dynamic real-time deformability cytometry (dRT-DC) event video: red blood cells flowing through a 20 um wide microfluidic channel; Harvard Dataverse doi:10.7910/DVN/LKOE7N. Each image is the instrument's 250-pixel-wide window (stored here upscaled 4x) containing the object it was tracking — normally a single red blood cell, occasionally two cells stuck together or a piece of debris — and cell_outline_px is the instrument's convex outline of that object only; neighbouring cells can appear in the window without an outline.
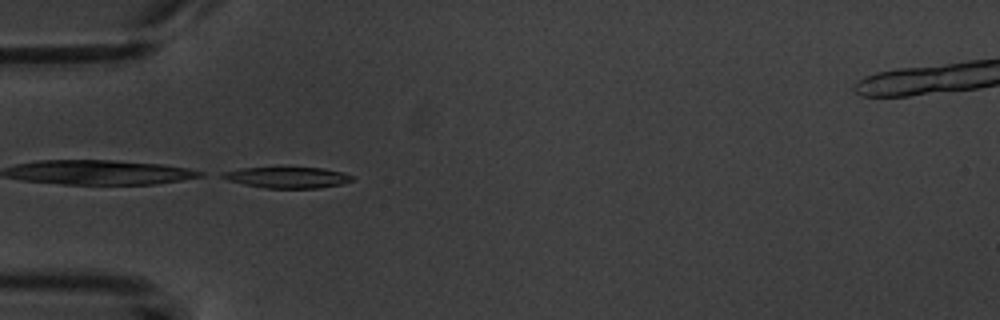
{"species": "common noctule bat (a hibernating species)", "species_latin": "Nyctalus noctula", "temperature_condition": "warm", "stored_images_in_passage": 2, "camera_frame_rate_fps": 3000, "um_per_image_px": 0.085, "animal": {"sex": "male", "body_mass_g": 20.1, "forearm_length_mm": 53.5}, "frame": {"image": 1, "passage_image": 1, "time_ms": 0.0, "image_size_px": [1000, 320], "cell_outline_px": [[352, 180], [340, 184], [320, 188], [264, 188], [244, 184], [228, 180], [220, 176], [220, 172], [240, 168], [324, 168], [344, 172], [352, 176]], "centroid_in_image_um": [24.4, 15.08], "position_along_channel_um": 60.6, "area_um2": 15.78}}